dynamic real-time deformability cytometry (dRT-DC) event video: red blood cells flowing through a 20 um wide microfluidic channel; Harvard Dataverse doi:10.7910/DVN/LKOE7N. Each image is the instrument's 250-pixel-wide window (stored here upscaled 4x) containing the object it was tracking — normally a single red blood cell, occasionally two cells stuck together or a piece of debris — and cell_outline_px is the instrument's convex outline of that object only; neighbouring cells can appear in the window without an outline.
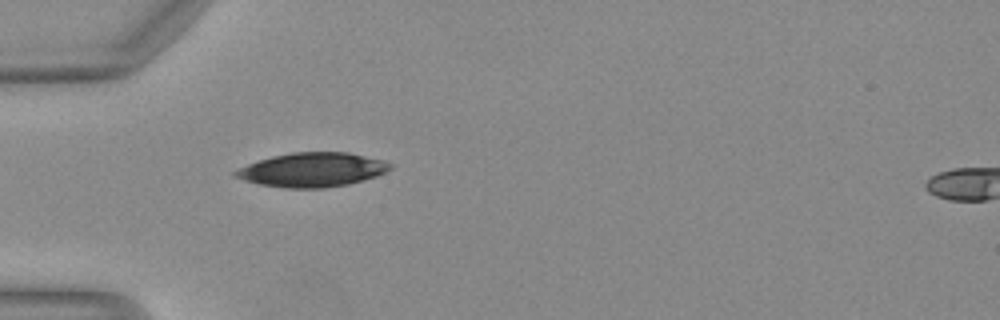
{"species": "Egyptian fruit bat (a non-hibernating species)", "species_latin": "Rousettus aegyptiacus", "temperature_condition": "warm", "stored_images_in_passage": 30, "camera_frame_rate_fps": 3000, "um_per_image_px": 0.085, "animal": {"sex": "female"}, "frame": {"image": 1, "passage_image": 1, "time_ms": 0.0, "image_size_px": [1000, 320], "cell_outline_px": [[392, 168], [376, 176], [348, 184], [324, 188], [288, 188], [260, 184], [244, 180], [232, 176], [232, 172], [248, 164], [272, 156], [292, 152], [348, 152], [380, 160], [392, 164]], "centroid_in_image_um": [26.51, 14.43], "position_along_channel_um": 58.5, "area_um2": 30.52}}
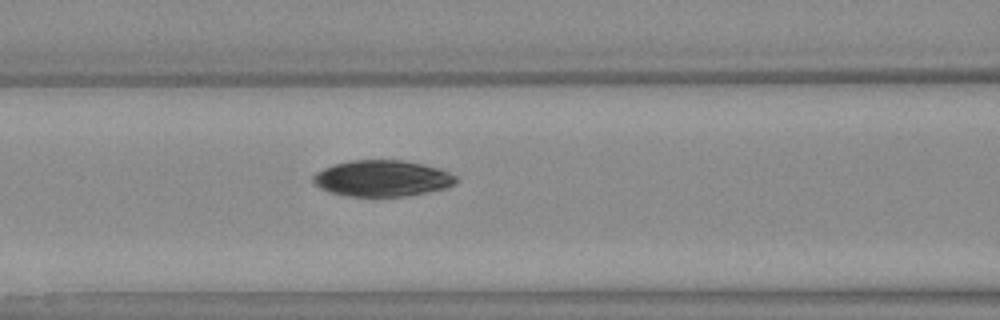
{"frame": {"image": 2, "passage_image": 7, "time_ms": 2.0, "image_size_px": [1000, 320], "cell_outline_px": [[460, 180], [444, 188], [428, 192], [408, 196], [348, 196], [328, 192], [320, 188], [312, 180], [312, 176], [316, 172], [324, 168], [336, 164], [352, 160], [404, 160], [440, 168], [456, 176]], "centroid_in_image_um": [32.49, 15.16], "position_along_channel_um": 134.1, "area_um2": 30.11}}
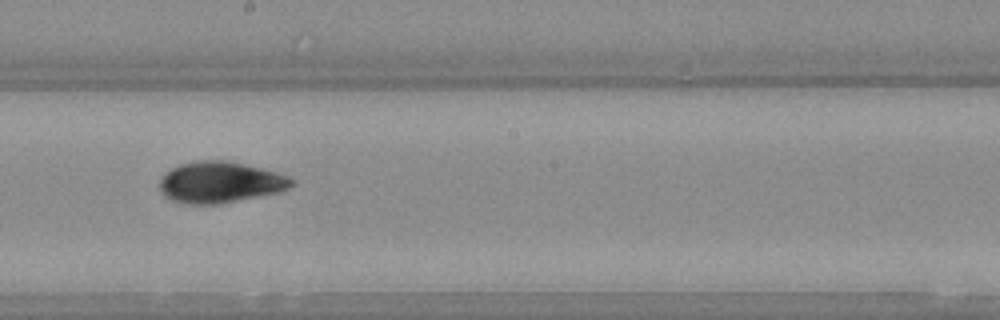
{"frame": {"image": 3, "passage_image": 14, "time_ms": 4.333, "image_size_px": [1000, 320], "cell_outline_px": [[292, 184], [288, 188], [276, 192], [220, 204], [192, 204], [172, 200], [164, 196], [160, 192], [160, 180], [172, 168], [180, 164], [192, 160], [228, 160], [276, 172], [292, 180]], "centroid_in_image_um": [18.65, 15.48], "position_along_channel_um": 229.6, "area_um2": 31.21}}